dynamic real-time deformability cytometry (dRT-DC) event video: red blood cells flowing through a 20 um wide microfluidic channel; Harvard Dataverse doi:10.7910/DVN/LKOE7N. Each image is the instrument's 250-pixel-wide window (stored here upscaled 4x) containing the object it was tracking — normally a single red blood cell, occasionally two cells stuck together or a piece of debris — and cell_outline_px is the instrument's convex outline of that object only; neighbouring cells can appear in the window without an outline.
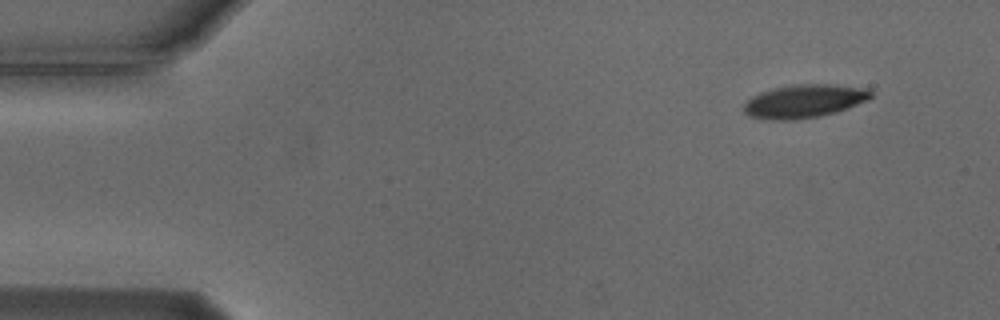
{"species": "Egyptian fruit bat (a non-hibernating species)", "species_latin": "Rousettus aegyptiacus", "temperature_condition": "cold", "stored_images_in_passage": 30, "camera_frame_rate_fps": 3000, "um_per_image_px": 0.085, "animal": {"sex": "male"}, "frame": {"image": 1, "passage_image": 1, "time_ms": 0.0, "image_size_px": [1000, 320], "cell_outline_px": [[872, 96], [868, 100], [848, 108], [836, 112], [820, 116], [796, 120], [776, 120], [748, 116], [744, 112], [744, 104], [752, 96], [760, 92], [772, 88], [792, 84], [832, 84], [868, 88], [872, 92]], "centroid_in_image_um": [68.37, 8.59], "position_along_channel_um": 16.6, "area_um2": 24.85}}
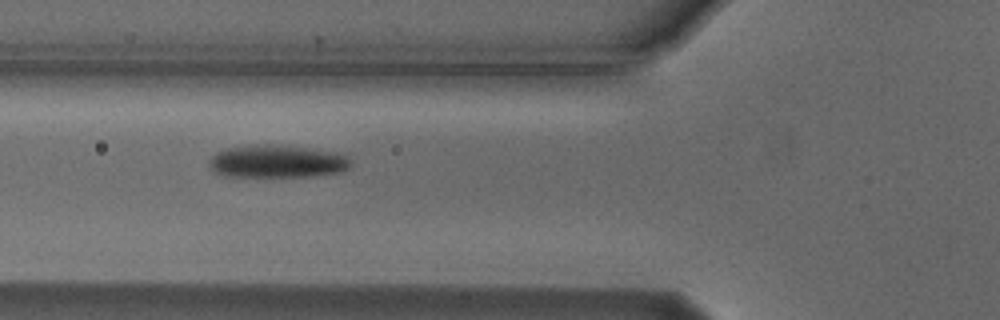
{"frame": {"image": 2, "passage_image": 16, "time_ms": 5.0, "image_size_px": [1000, 320], "cell_outline_px": [[352, 164], [344, 172], [312, 176], [224, 176], [216, 172], [208, 164], [208, 160], [216, 152], [228, 148], [308, 148], [336, 152], [348, 156], [352, 160]], "centroid_in_image_um": [23.64, 13.78], "position_along_channel_um": 102.2, "area_um2": 25.78}}
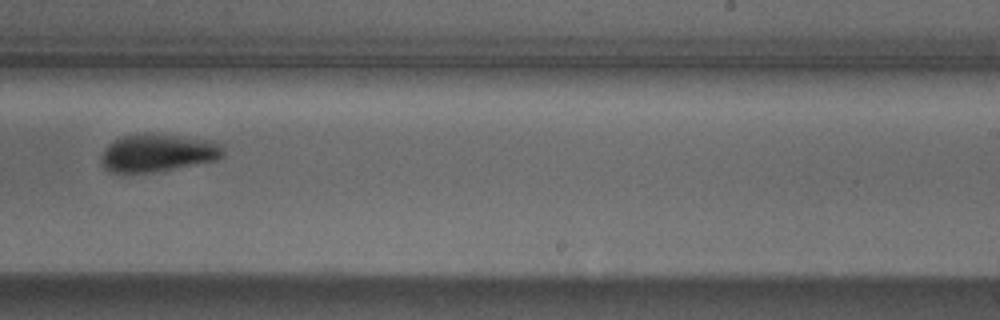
{"frame": {"image": 3, "passage_image": 30, "time_ms": 9.667, "image_size_px": [1000, 320], "cell_outline_px": [[224, 156], [216, 160], [152, 172], [108, 172], [100, 164], [100, 156], [104, 148], [108, 144], [124, 136], [144, 132], [208, 140], [224, 144]], "centroid_in_image_um": [13.38, 12.99], "position_along_channel_um": 275.6, "area_um2": 26.82}}